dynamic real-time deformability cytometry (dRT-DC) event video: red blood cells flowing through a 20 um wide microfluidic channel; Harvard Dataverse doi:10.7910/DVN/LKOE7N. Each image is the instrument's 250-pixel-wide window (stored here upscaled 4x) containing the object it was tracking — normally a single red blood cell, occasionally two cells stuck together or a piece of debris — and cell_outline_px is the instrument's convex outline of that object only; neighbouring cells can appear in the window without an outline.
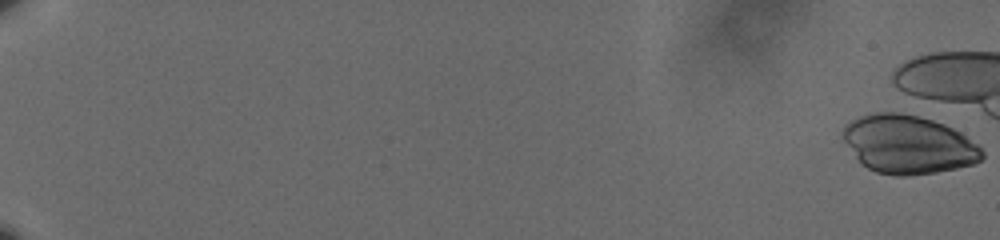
{"species": "human", "species_latin": "Homo sapiens", "temperature_condition": "cold", "stored_images_in_passage": 4, "camera_frame_rate_fps": 3000, "um_per_image_px": 0.085, "donor": {"sex": "male"}, "frame": {"image": 1, "passage_image": 1, "time_ms": 0.0, "image_size_px": [1000, 240], "cell_outline_px": [[984, 156], [980, 160], [972, 164], [956, 168], [936, 172], [904, 176], [896, 176], [876, 172], [868, 168], [856, 156], [844, 140], [844, 124], [860, 116], [872, 112], [900, 112], [932, 120], [944, 124], [960, 132], [976, 144], [984, 152]], "centroid_in_image_um": [77.2, 12.27], "position_along_channel_um": 7.8, "area_um2": 46.82}}